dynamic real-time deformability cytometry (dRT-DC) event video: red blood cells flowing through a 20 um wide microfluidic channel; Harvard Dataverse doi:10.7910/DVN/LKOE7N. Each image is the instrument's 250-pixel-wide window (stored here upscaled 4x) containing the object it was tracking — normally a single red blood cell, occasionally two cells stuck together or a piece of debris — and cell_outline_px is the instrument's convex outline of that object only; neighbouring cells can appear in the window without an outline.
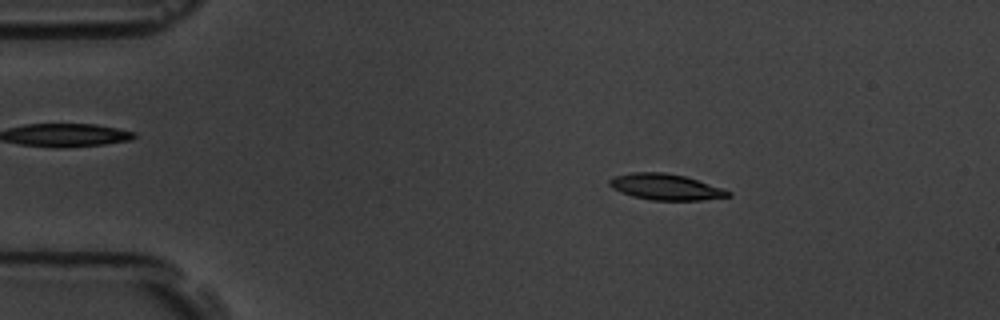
{"species": "common noctule bat (a hibernating species)", "species_latin": "Nyctalus noctula", "temperature_condition": "room temperature", "stored_images_in_passage": 5, "camera_frame_rate_fps": 3000, "um_per_image_px": 0.085, "animal": {"sex": "male", "body_mass_g": 19.5, "forearm_length_mm": 54.6}, "frame": {"image": 1, "passage_image": 3, "time_ms": 2.333, "image_size_px": [1000, 320], "cell_outline_px": [[732, 196], [700, 200], [652, 200], [632, 196], [620, 192], [612, 188], [608, 184], [608, 180], [612, 176], [632, 172], [664, 172], [684, 176], [724, 188], [732, 192]], "centroid_in_image_um": [56.56, 15.88], "position_along_channel_um": 28.4, "area_um2": 18.15}}